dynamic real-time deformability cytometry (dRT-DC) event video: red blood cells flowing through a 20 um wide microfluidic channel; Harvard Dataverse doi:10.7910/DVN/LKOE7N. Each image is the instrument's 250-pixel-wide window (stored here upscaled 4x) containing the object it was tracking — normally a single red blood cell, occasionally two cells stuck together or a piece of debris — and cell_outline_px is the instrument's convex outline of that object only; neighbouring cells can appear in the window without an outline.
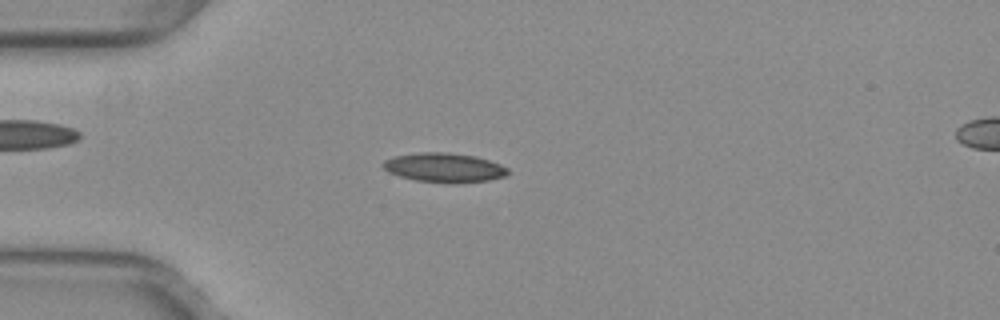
{"species": "common noctule bat (a hibernating species)", "species_latin": "Nyctalus noctula", "temperature_condition": "warm", "stored_images_in_passage": 51, "camera_frame_rate_fps": 3000, "um_per_image_px": 0.085, "animal": {"sex": "female", "body_mass_g": 29.2, "forearm_length_mm": 56.3}, "frame": {"image": 1, "passage_image": 14, "time_ms": 4.333, "image_size_px": [1000, 320], "cell_outline_px": [[508, 176], [488, 180], [448, 184], [416, 180], [400, 176], [388, 172], [380, 164], [384, 160], [392, 156], [420, 152], [448, 152], [476, 156], [500, 164], [508, 168]], "centroid_in_image_um": [37.74, 14.24], "position_along_channel_um": 47.3, "area_um2": 21.56}}
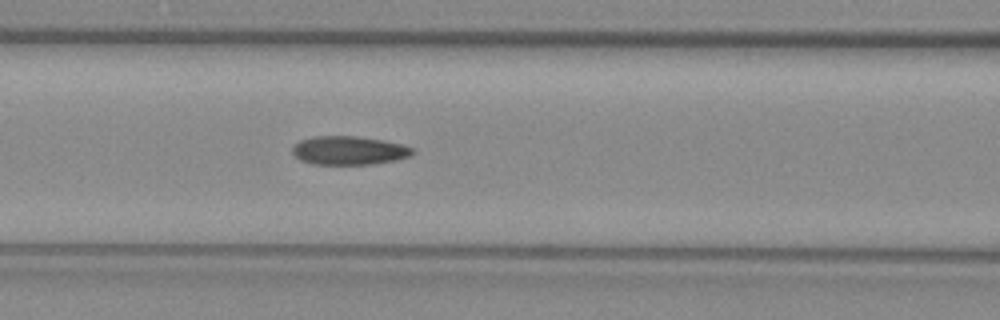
{"frame": {"image": 2, "passage_image": 22, "time_ms": 7.0, "image_size_px": [1000, 320], "cell_outline_px": [[416, 152], [412, 156], [396, 160], [372, 164], [312, 164], [300, 160], [292, 152], [292, 148], [300, 140], [312, 136], [356, 136], [384, 140], [404, 144], [412, 148]], "centroid_in_image_um": [29.7, 12.78], "position_along_channel_um": 136.9, "area_um2": 20.23}}
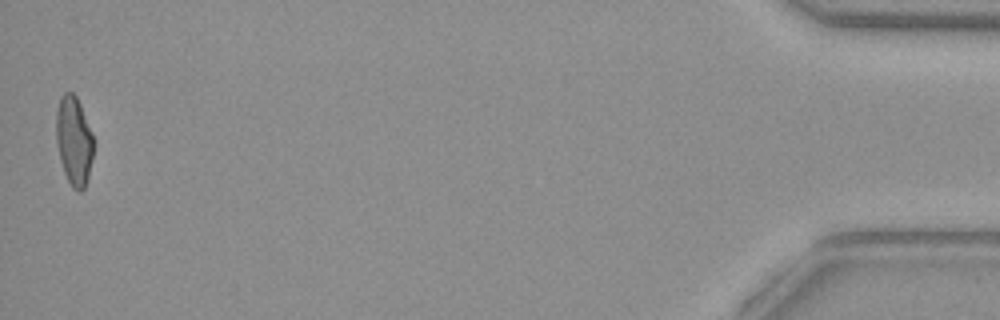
{"frame": {"image": 3, "passage_image": 51, "time_ms": 16.667, "image_size_px": [1000, 320], "cell_outline_px": [[92, 156], [88, 176], [84, 188], [80, 192], [76, 192], [72, 188], [64, 172], [60, 160], [56, 144], [56, 112], [60, 96], [64, 92], [72, 92], [76, 96], [80, 104], [92, 132]], "centroid_in_image_um": [6.26, 11.96], "position_along_channel_um": 428.9, "area_um2": 19.31}, "authors_computed_cell_mechanics": {"area_um2": 19.941, "velocity_mm_per_s": 4.0279, "shape_relaxation_time_tau1_ms": null, "shape_relaxation_time_tau2_ms": 1.6729, "deformation_change_tau1": null, "deformation_change_tau2": 0.0816}}